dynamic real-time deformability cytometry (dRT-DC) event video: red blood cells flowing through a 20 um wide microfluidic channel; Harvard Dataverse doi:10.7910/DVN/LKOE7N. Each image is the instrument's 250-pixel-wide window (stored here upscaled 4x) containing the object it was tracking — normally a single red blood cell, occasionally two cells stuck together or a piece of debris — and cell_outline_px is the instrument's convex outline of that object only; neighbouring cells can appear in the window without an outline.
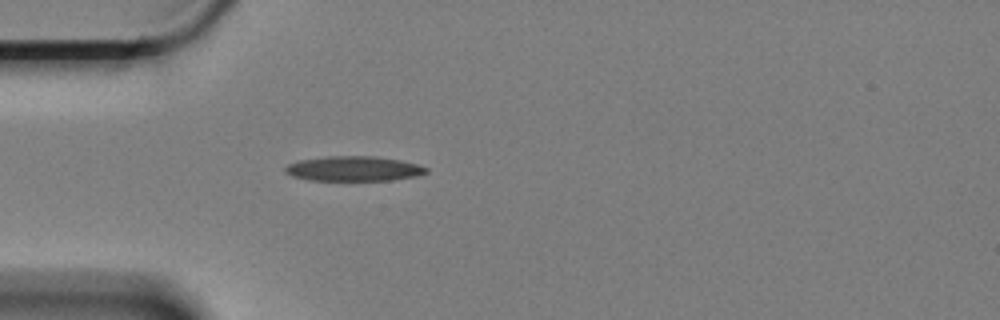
{"species": "Egyptian fruit bat (a non-hibernating species)", "species_latin": "Rousettus aegyptiacus", "temperature_condition": "cold", "stored_images_in_passage": 43, "camera_frame_rate_fps": 3000, "um_per_image_px": 0.085, "animal": {"sex": "female"}, "frame": {"image": 1, "passage_image": 1, "time_ms": 0.0, "image_size_px": [1000, 320], "cell_outline_px": [[428, 172], [416, 176], [392, 180], [308, 180], [292, 176], [284, 172], [284, 168], [288, 164], [300, 160], [328, 156], [372, 156], [400, 160], [416, 164], [428, 168]], "centroid_in_image_um": [30.04, 14.34], "position_along_channel_um": 55.0, "area_um2": 20.35}}
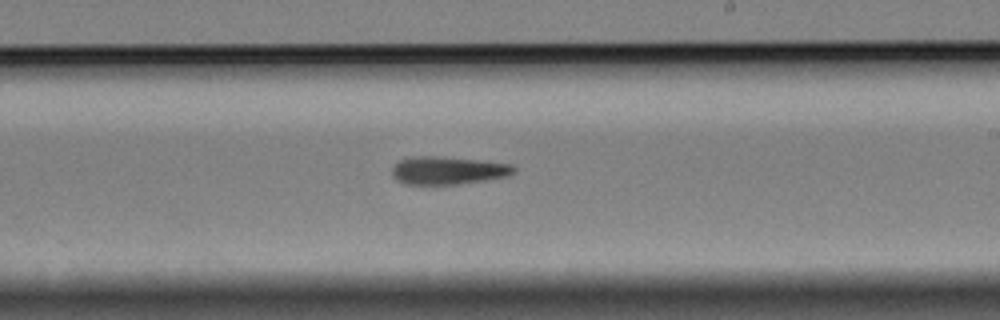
{"frame": {"image": 2, "passage_image": 19, "time_ms": 6.0, "image_size_px": [1000, 320], "cell_outline_px": [[516, 172], [508, 176], [484, 180], [456, 184], [404, 184], [396, 180], [392, 176], [392, 168], [400, 160], [412, 156], [440, 156], [484, 160], [512, 164], [516, 168]], "centroid_in_image_um": [38.09, 14.47], "position_along_channel_um": 250.9, "area_um2": 20.0}}
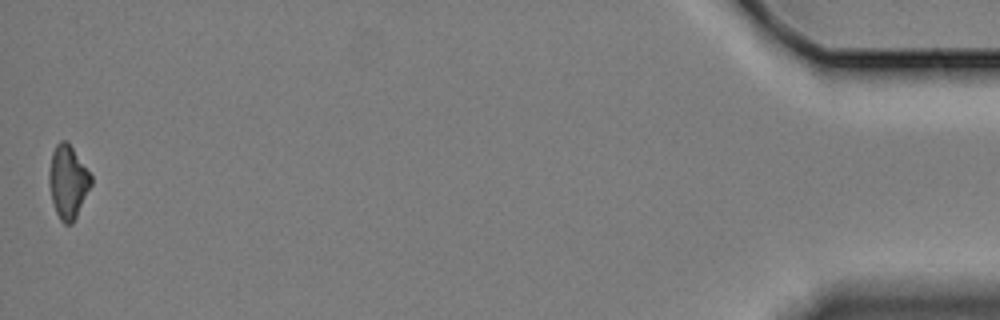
{"frame": {"image": 3, "passage_image": 43, "time_ms": 14.0, "image_size_px": [1000, 320], "cell_outline_px": [[92, 184], [72, 224], [64, 224], [60, 220], [56, 212], [52, 200], [48, 180], [48, 172], [52, 152], [56, 144], [60, 140], [68, 140], [92, 176]], "centroid_in_image_um": [5.77, 15.42], "position_along_channel_um": 429.4, "area_um2": 17.98}}